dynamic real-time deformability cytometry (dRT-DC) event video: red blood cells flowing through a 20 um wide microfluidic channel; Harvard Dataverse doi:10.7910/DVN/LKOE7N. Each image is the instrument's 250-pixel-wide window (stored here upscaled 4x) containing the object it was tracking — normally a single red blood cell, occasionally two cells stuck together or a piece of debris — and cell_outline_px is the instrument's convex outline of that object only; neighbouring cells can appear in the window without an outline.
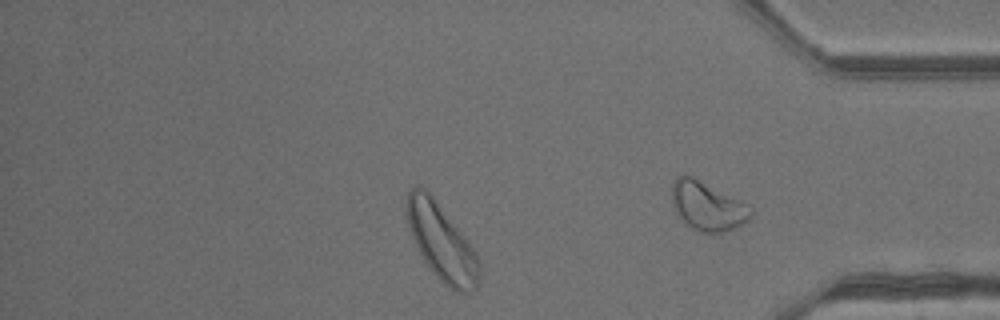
{"species": "common noctule bat (a hibernating species)", "species_latin": "Nyctalus noctula", "temperature_condition": "warm", "stored_images_in_passage": 36, "segment_of_instrument_passage": [2, 2], "camera_frame_rate_fps": 3000, "um_per_image_px": 0.085, "animal": {"sex": "male", "body_mass_g": 13.3}, "frame": {"image": 1, "passage_image": 29, "time_ms": 9.333, "image_size_px": [1000, 320], "cell_outline_px": [[480, 280], [476, 288], [468, 296], [456, 292], [444, 284], [432, 272], [424, 260], [412, 236], [408, 224], [404, 208], [408, 192], [412, 188], [424, 188], [436, 200], [476, 252], [480, 264]], "centroid_in_image_um": [37.55, 20.65], "position_along_channel_um": 397.6, "area_um2": 32.25}}